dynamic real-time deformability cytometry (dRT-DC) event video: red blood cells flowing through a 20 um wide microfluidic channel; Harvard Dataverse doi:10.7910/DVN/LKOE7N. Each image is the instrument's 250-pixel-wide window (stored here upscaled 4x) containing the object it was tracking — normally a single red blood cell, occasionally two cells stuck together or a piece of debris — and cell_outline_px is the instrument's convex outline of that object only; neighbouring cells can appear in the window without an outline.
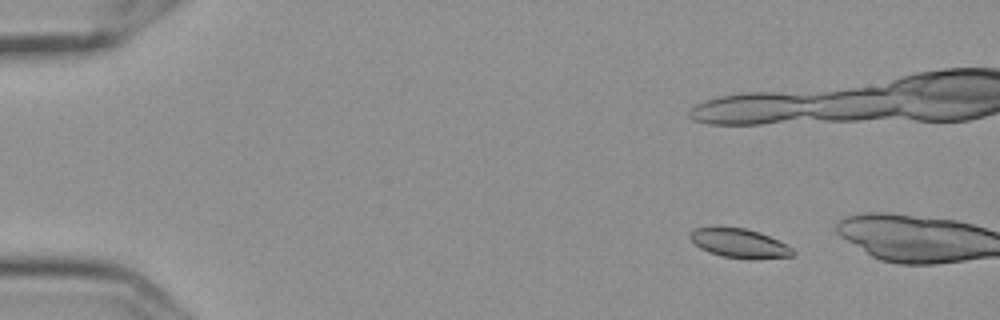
{"species": "Egyptian fruit bat (a non-hibernating species)", "species_latin": "Rousettus aegyptiacus", "temperature_condition": "cold", "stored_images_in_passage": 4, "camera_frame_rate_fps": 3000, "um_per_image_px": 0.085, "frame": {"image": 1, "passage_image": 2, "time_ms": 0.333, "image_size_px": [1000, 320], "cell_outline_px": [[796, 252], [792, 256], [752, 260], [720, 256], [708, 252], [700, 248], [688, 236], [692, 228], [716, 224], [744, 228], [760, 232], [792, 248]], "centroid_in_image_um": [62.77, 20.64], "position_along_channel_um": 22.2, "area_um2": 18.09}}